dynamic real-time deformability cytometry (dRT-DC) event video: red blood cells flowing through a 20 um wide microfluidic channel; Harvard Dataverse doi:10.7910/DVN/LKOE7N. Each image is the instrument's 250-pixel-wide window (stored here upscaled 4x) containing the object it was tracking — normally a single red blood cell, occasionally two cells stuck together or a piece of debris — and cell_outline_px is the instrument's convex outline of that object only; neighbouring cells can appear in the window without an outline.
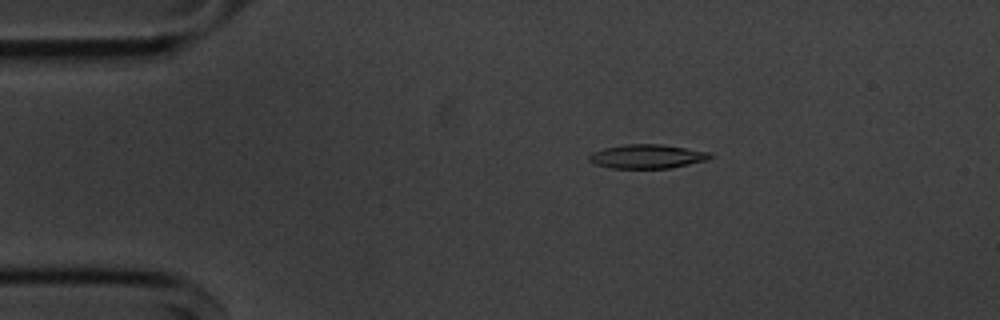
{"species": "common noctule bat (a hibernating species)", "species_latin": "Nyctalus noctula", "temperature_condition": "cold", "stored_images_in_passage": 54, "camera_frame_rate_fps": 3000, "um_per_image_px": 0.085, "animal": {"sex": "male", "body_mass_g": 20.1, "forearm_length_mm": 53.5}, "frame": {"image": 1, "passage_image": 9, "time_ms": 2.667, "image_size_px": [1000, 320], "cell_outline_px": [[712, 156], [708, 160], [668, 168], [612, 168], [596, 164], [588, 160], [588, 156], [592, 152], [604, 148], [624, 144], [660, 144], [708, 152]], "centroid_in_image_um": [54.96, 13.29], "position_along_channel_um": 30.0, "area_um2": 16.7}}
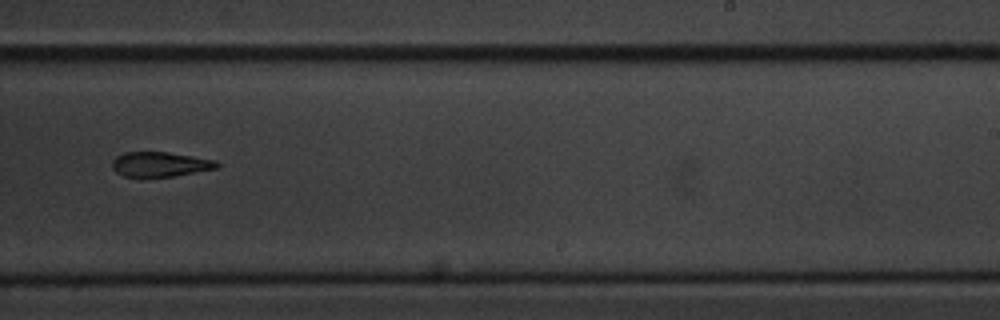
{"frame": {"image": 2, "passage_image": 33, "time_ms": 10.667, "image_size_px": [1000, 320], "cell_outline_px": [[220, 168], [172, 176], [124, 176], [116, 172], [112, 168], [112, 160], [116, 156], [124, 152], [168, 152], [216, 160], [220, 164]], "centroid_in_image_um": [13.63, 13.95], "position_along_channel_um": 275.4, "area_um2": 15.09}}
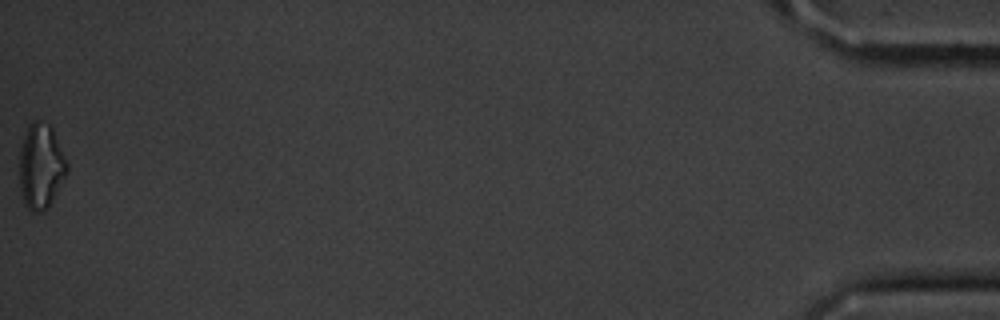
{"frame": {"image": 3, "passage_image": 54, "time_ms": 17.667, "image_size_px": [1000, 320], "cell_outline_px": [[68, 172], [48, 208], [44, 212], [32, 212], [24, 204], [20, 188], [20, 148], [28, 124], [32, 120], [36, 120], [48, 124], [52, 128], [68, 164]], "centroid_in_image_um": [3.48, 14.15], "position_along_channel_um": 431.7, "area_um2": 23.64}, "authors_computed_cell_mechanics": {"area_um2": 16.8776, "velocity_mm_per_s": 3.6514, "shape_relaxation_time_tau1_ms": 3.5532, "shape_relaxation_time_tau2_ms": null, "deformation_change_tau1": 0.1126, "deformation_change_tau2": null}}